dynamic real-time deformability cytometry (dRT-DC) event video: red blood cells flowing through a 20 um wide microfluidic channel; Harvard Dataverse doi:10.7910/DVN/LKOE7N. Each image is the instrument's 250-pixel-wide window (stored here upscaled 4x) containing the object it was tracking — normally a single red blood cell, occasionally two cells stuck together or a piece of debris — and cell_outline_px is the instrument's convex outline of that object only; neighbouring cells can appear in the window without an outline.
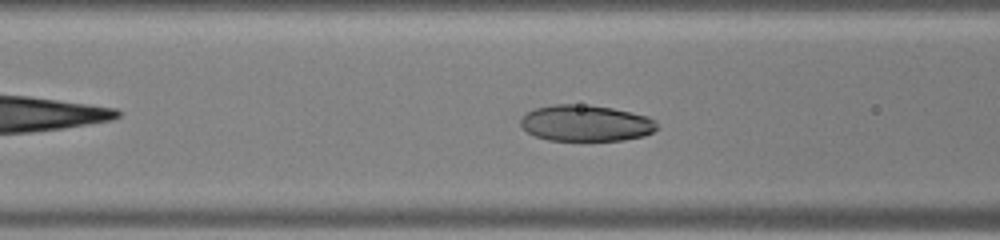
{"species": "human", "species_latin": "Homo sapiens", "temperature_condition": "warm", "stored_images_in_passage": 39, "camera_frame_rate_fps": 3000, "um_per_image_px": 0.085, "donor": {"sex": "male"}, "frame": {"image": 1, "passage_image": 13, "time_ms": 4.0, "image_size_px": [1000, 240], "cell_outline_px": [[660, 128], [644, 136], [624, 140], [548, 140], [536, 136], [528, 132], [520, 124], [520, 120], [528, 112], [536, 108], [552, 104], [588, 104], [612, 108], [632, 112], [648, 116], [656, 120]], "centroid_in_image_um": [49.85, 10.46], "position_along_channel_um": 116.7, "area_um2": 28.96}}
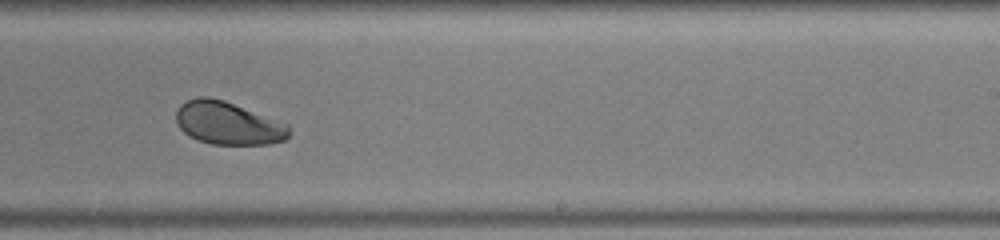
{"frame": {"image": 2, "passage_image": 23, "time_ms": 7.333, "image_size_px": [1000, 240], "cell_outline_px": [[288, 140], [272, 144], [212, 144], [188, 136], [176, 124], [176, 112], [180, 104], [184, 100], [196, 96], [208, 96], [224, 100], [288, 124]], "centroid_in_image_um": [19.35, 10.46], "position_along_channel_um": 269.7, "area_um2": 28.38}}
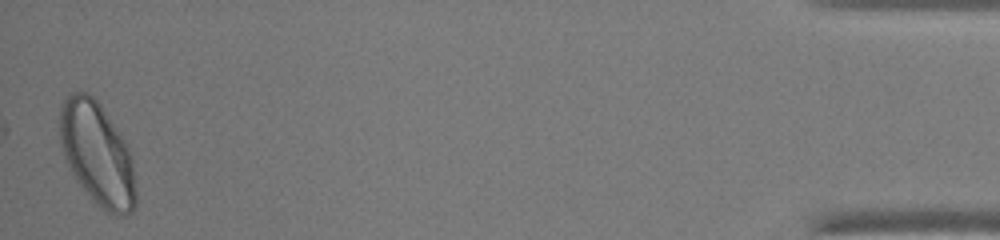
{"frame": {"image": 3, "passage_image": 39, "time_ms": 12.667, "image_size_px": [1000, 240], "cell_outline_px": [[136, 204], [132, 212], [124, 216], [112, 216], [92, 200], [76, 180], [68, 168], [64, 160], [60, 144], [60, 104], [68, 92], [88, 92], [100, 104], [128, 148], [132, 160], [136, 188]], "centroid_in_image_um": [8.24, 13.1], "position_along_channel_um": 427.0, "area_um2": 45.89}}